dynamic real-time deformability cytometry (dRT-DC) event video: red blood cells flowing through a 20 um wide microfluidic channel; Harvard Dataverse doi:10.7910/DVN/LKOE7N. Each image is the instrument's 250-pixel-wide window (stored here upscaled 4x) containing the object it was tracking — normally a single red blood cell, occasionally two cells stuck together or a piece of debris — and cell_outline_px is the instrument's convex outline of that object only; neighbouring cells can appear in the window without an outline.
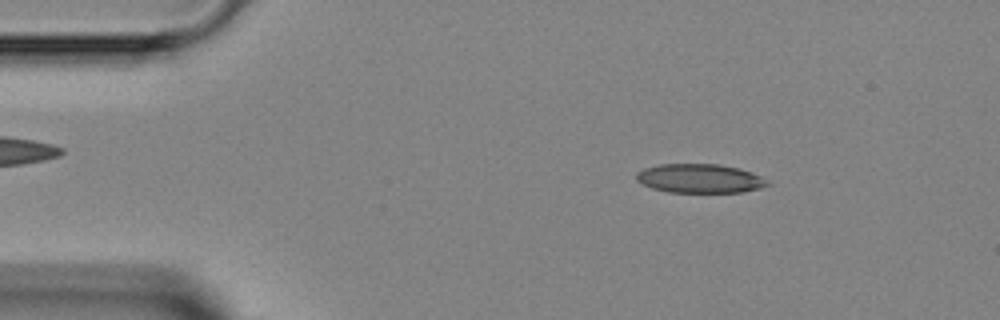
{"species": "Egyptian fruit bat (a non-hibernating species)", "species_latin": "Rousettus aegyptiacus", "temperature_condition": "room temperature", "stored_images_in_passage": 4, "camera_frame_rate_fps": 3000, "um_per_image_px": 0.085, "animal": {"sex": "female"}, "frame": {"image": 1, "passage_image": 1, "time_ms": 0.0, "image_size_px": [1000, 320], "cell_outline_px": [[772, 184], [760, 188], [744, 192], [668, 192], [652, 188], [636, 180], [636, 172], [644, 168], [660, 164], [716, 164], [740, 168], [752, 172], [760, 176]], "centroid_in_image_um": [59.49, 15.17], "position_along_channel_um": 25.5, "area_um2": 22.2}}
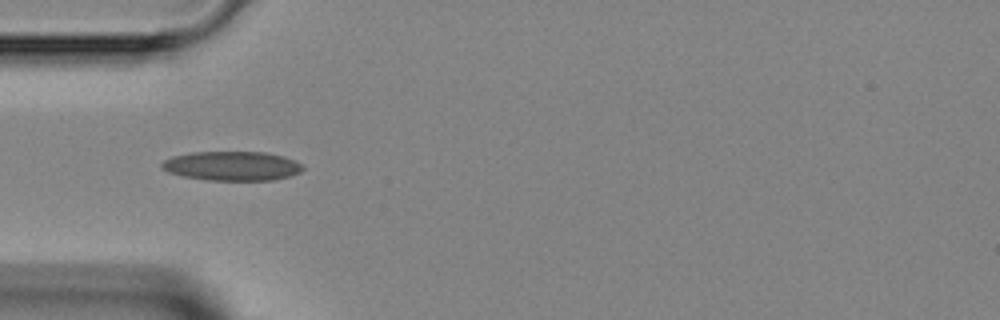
{"frame": {"image": 2, "passage_image": 3, "time_ms": 2.333, "image_size_px": [1000, 320], "cell_outline_px": [[304, 168], [300, 172], [288, 176], [272, 180], [208, 180], [184, 176], [168, 172], [160, 168], [160, 164], [164, 160], [172, 156], [192, 152], [264, 152], [284, 156], [304, 164]], "centroid_in_image_um": [19.72, 14.1], "position_along_channel_um": 65.3, "area_um2": 24.1}}
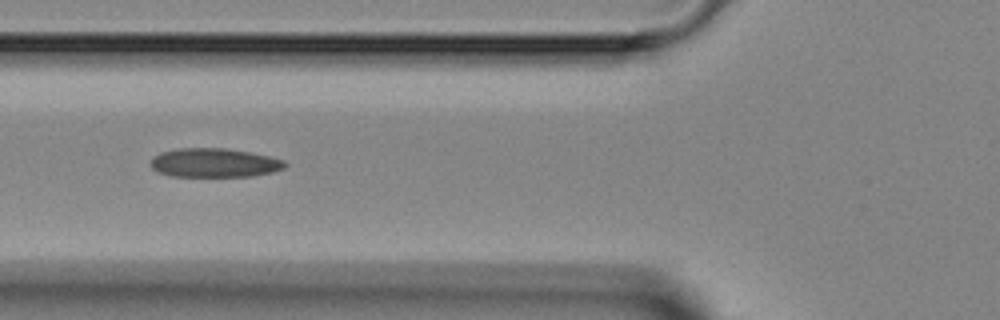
{"frame": {"image": 3, "passage_image": 4, "time_ms": 3.333, "image_size_px": [1000, 320], "cell_outline_px": [[288, 164], [284, 168], [272, 172], [252, 176], [172, 176], [156, 172], [152, 168], [152, 156], [160, 152], [180, 148], [224, 148], [248, 152], [268, 156], [284, 160]], "centroid_in_image_um": [18.2, 13.84], "position_along_channel_um": 107.6, "area_um2": 22.6}}